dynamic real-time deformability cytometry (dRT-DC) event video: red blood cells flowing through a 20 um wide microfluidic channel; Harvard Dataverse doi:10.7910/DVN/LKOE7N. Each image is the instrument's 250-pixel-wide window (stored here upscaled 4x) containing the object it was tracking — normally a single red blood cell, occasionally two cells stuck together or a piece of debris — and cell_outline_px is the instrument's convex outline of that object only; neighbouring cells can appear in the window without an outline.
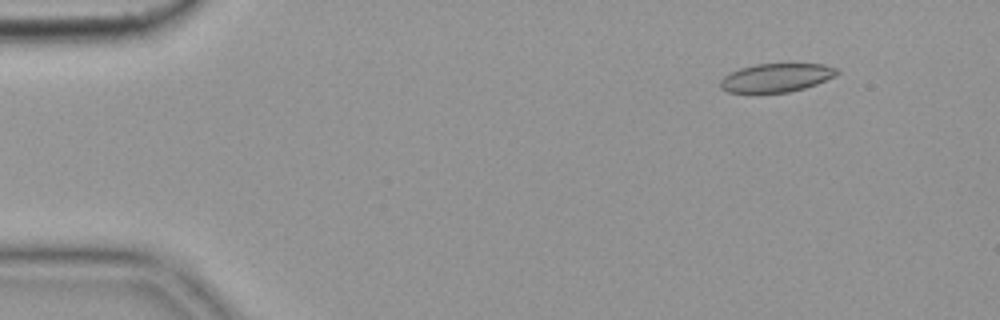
{"species": "common noctule bat (a hibernating species)", "species_latin": "Nyctalus noctula", "temperature_condition": "cold", "stored_images_in_passage": 55, "camera_frame_rate_fps": 3000, "um_per_image_px": 0.085, "animal": {"sex": "female", "body_mass_g": 19.9}, "frame": {"image": 1, "passage_image": 6, "time_ms": 1.667, "image_size_px": [1000, 320], "cell_outline_px": [[840, 72], [836, 76], [816, 84], [804, 88], [788, 92], [756, 96], [728, 92], [720, 88], [720, 80], [724, 76], [740, 68], [756, 64], [824, 64], [836, 68]], "centroid_in_image_um": [65.93, 6.66], "position_along_channel_um": 19.1, "area_um2": 20.11}}
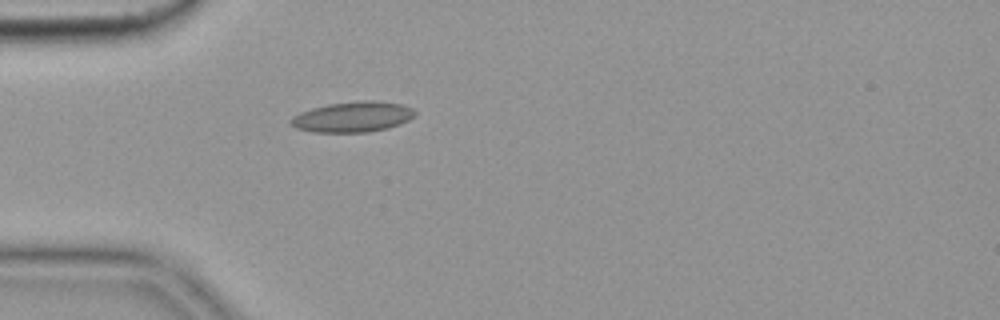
{"frame": {"image": 2, "passage_image": 16, "time_ms": 5.0, "image_size_px": [1000, 320], "cell_outline_px": [[416, 112], [408, 120], [400, 124], [388, 128], [368, 132], [312, 132], [296, 128], [288, 124], [288, 120], [292, 116], [300, 112], [312, 108], [328, 104], [360, 100], [372, 100], [400, 104], [412, 108]], "centroid_in_image_um": [29.92, 9.93], "position_along_channel_um": 55.1, "area_um2": 22.14}}
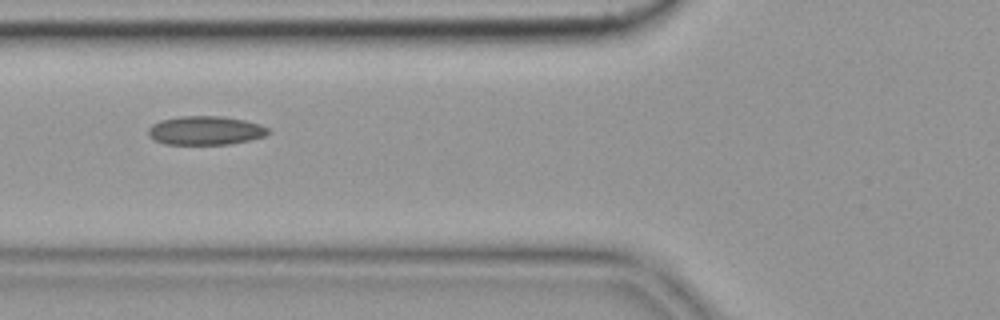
{"frame": {"image": 3, "passage_image": 21, "time_ms": 6.667, "image_size_px": [1000, 320], "cell_outline_px": [[272, 132], [264, 136], [248, 140], [228, 144], [164, 144], [152, 140], [148, 136], [148, 128], [152, 124], [160, 120], [180, 116], [220, 116], [244, 120], [260, 124], [268, 128]], "centroid_in_image_um": [17.43, 11.09], "position_along_channel_um": 108.4, "area_um2": 20.23}, "authors_computed_cell_mechanics": {"area_um2": 20.1722, "velocity_mm_per_s": 3.6206, "shape_relaxation_time_tau1_ms": null, "shape_relaxation_time_tau2_ms": 3.3676, "deformation_change_tau1": null, "deformation_change_tau2": 0.0888}}